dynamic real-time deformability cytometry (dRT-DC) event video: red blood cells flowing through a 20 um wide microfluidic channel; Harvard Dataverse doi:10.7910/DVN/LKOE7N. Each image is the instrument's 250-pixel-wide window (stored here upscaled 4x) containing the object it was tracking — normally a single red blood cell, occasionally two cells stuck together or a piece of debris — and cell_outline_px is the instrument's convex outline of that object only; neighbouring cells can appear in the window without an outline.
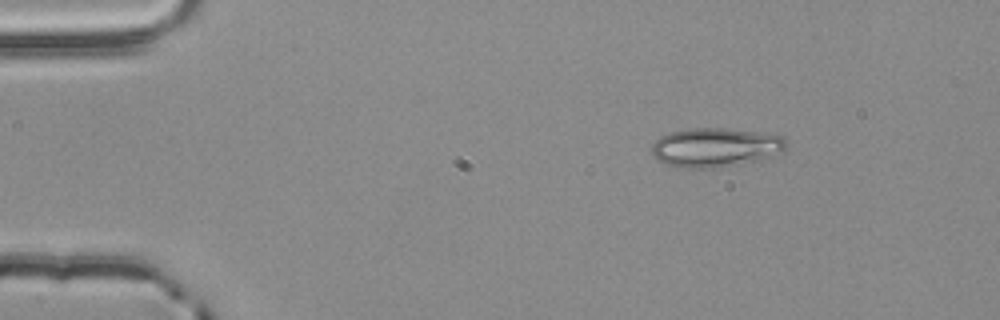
{"species": "common noctule bat (a hibernating species)", "species_latin": "Nyctalus noctula", "temperature_condition": "room temperature", "stored_images_in_passage": 3, "camera_frame_rate_fps": 3000, "um_per_image_px": 0.085, "animal": {"sex": "male", "body_mass_g": 20.4}, "frame": {"image": 1, "passage_image": 1, "time_ms": 0.0, "image_size_px": [1000, 320], "cell_outline_px": [[788, 144], [780, 152], [760, 160], [712, 168], [684, 168], [668, 164], [652, 156], [652, 144], [660, 136], [668, 132], [696, 128], [724, 128], [756, 132], [784, 136], [788, 140]], "centroid_in_image_um": [60.81, 12.52], "position_along_channel_um": 24.2, "area_um2": 30.46}}